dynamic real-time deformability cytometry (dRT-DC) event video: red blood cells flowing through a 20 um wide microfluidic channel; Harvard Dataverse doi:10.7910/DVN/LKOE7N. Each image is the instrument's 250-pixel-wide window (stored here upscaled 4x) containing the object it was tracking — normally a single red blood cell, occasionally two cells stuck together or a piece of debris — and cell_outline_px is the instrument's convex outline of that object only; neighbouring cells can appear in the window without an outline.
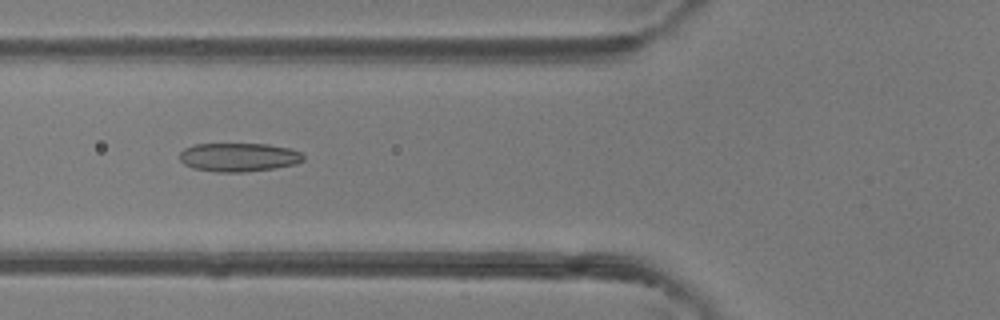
{"species": "common noctule bat (a hibernating species)", "species_latin": "Nyctalus noctula", "temperature_condition": "room temperature", "stored_images_in_passage": 39, "camera_frame_rate_fps": 3000, "um_per_image_px": 0.085, "animal": {"sex": "female"}, "frame": {"image": 1, "passage_image": 10, "time_ms": 3.0, "image_size_px": [1000, 320], "cell_outline_px": [[304, 160], [296, 164], [276, 168], [244, 172], [216, 172], [192, 168], [184, 164], [180, 160], [180, 152], [184, 148], [196, 144], [268, 144], [292, 148], [300, 152], [304, 156]], "centroid_in_image_um": [20.31, 13.36], "position_along_channel_um": 105.5, "area_um2": 20.87}}
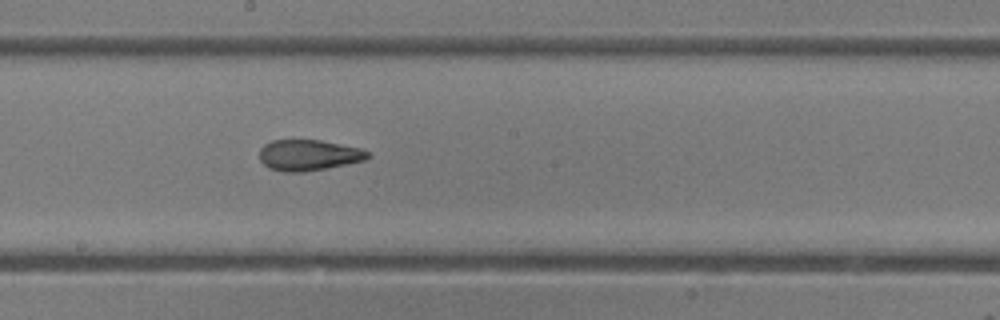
{"frame": {"image": 2, "passage_image": 18, "time_ms": 5.667, "image_size_px": [1000, 320], "cell_outline_px": [[372, 156], [368, 160], [328, 168], [304, 172], [284, 172], [268, 168], [260, 160], [260, 148], [264, 144], [272, 140], [320, 140], [360, 148], [368, 152]], "centroid_in_image_um": [26.25, 13.19], "position_along_channel_um": 221.9, "area_um2": 19.71}}
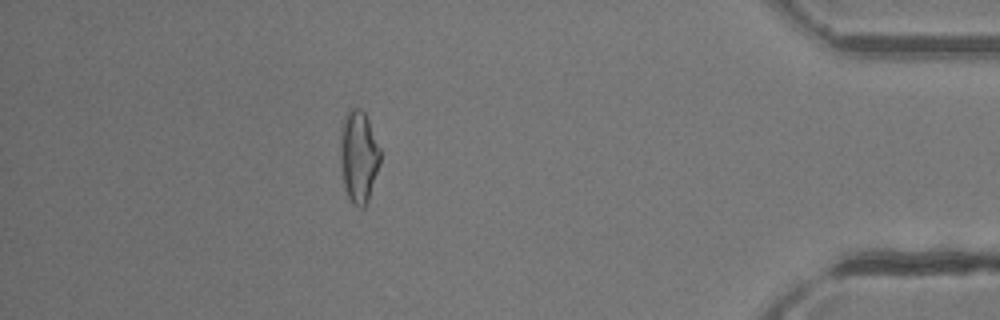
{"frame": {"image": 3, "passage_image": 34, "time_ms": 11.0, "image_size_px": [1000, 320], "cell_outline_px": [[380, 164], [368, 200], [364, 208], [360, 208], [352, 204], [344, 188], [340, 164], [340, 128], [344, 116], [348, 108], [360, 108], [364, 112], [368, 120], [380, 148]], "centroid_in_image_um": [30.46, 13.3], "position_along_channel_um": 404.7, "area_um2": 21.73}, "authors_computed_cell_mechanics": {"area_um2": 20.4612, "velocity_mm_per_s": 4.3466, "shape_relaxation_time_tau1_ms": null, "shape_relaxation_time_tau2_ms": 1.6822, "deformation_change_tau1": null, "deformation_change_tau2": 0.082}}